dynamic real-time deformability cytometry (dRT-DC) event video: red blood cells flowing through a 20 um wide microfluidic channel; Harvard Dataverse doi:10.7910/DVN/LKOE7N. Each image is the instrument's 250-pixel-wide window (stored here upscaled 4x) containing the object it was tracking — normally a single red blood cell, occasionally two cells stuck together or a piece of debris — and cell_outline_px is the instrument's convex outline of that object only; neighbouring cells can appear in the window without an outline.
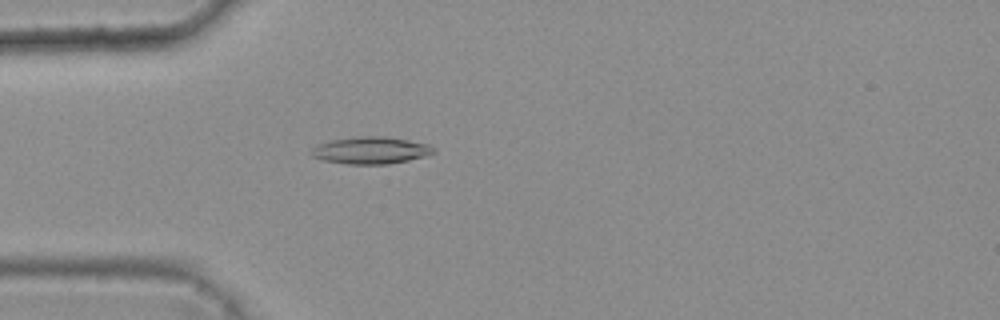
{"species": "common noctule bat (a hibernating species)", "species_latin": "Nyctalus noctula", "temperature_condition": "warm", "stored_images_in_passage": 47, "camera_frame_rate_fps": 3000, "um_per_image_px": 0.085, "animal": {"sex": "female", "body_mass_g": 25.1}, "frame": {"image": 1, "passage_image": 15, "time_ms": 4.667, "image_size_px": [1000, 320], "cell_outline_px": [[436, 152], [424, 156], [408, 160], [388, 164], [348, 164], [324, 160], [312, 156], [312, 148], [316, 144], [332, 140], [360, 136], [384, 136], [408, 140], [428, 144], [436, 148]], "centroid_in_image_um": [31.53, 12.77], "position_along_channel_um": 53.5, "area_um2": 19.19}}
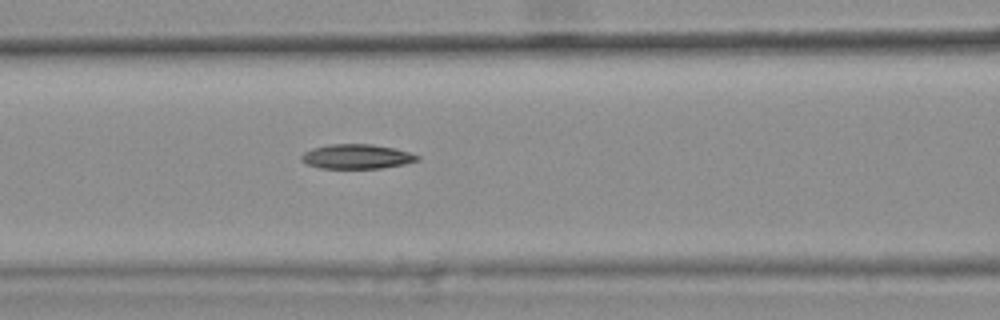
{"frame": {"image": 2, "passage_image": 22, "time_ms": 7.0, "image_size_px": [1000, 320], "cell_outline_px": [[420, 160], [404, 164], [380, 168], [320, 168], [308, 164], [300, 160], [300, 156], [304, 152], [312, 148], [328, 144], [372, 144], [396, 148], [420, 156]], "centroid_in_image_um": [30.32, 13.3], "position_along_channel_um": 136.3, "area_um2": 16.65}}
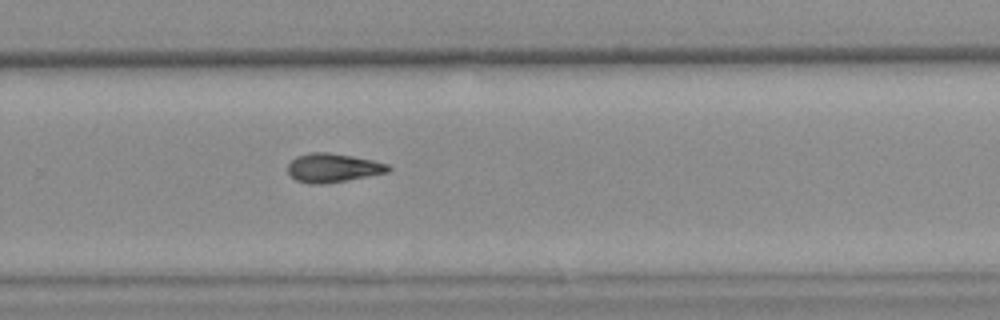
{"frame": {"image": 3, "passage_image": 35, "time_ms": 11.333, "image_size_px": [1000, 320], "cell_outline_px": [[392, 168], [388, 172], [324, 184], [312, 184], [296, 180], [288, 172], [288, 164], [296, 156], [308, 152], [328, 152], [352, 156], [372, 160], [388, 164]], "centroid_in_image_um": [28.28, 14.25], "position_along_channel_um": 301.5, "area_um2": 16.76}}